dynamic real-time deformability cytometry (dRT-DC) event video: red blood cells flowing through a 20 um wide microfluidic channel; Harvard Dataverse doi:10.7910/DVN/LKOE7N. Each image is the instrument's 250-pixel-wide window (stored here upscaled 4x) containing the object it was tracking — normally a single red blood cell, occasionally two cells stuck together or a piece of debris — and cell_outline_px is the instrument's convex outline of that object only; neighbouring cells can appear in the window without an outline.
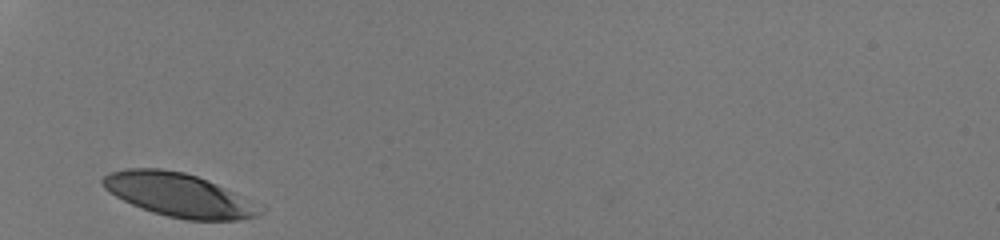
{"species": "human", "species_latin": "Homo sapiens", "temperature_condition": "room temperature", "stored_images_in_passage": 26, "camera_frame_rate_fps": 3000, "um_per_image_px": 0.085, "donor": {"sex": "male"}, "frame": {"image": 1, "passage_image": 1, "time_ms": 0.0, "image_size_px": [1000, 240], "cell_outline_px": [[268, 208], [264, 212], [256, 216], [240, 220], [188, 220], [168, 216], [152, 212], [140, 208], [116, 196], [104, 188], [100, 184], [100, 180], [108, 172], [128, 168], [160, 168], [184, 172], [208, 180], [252, 200]], "centroid_in_image_um": [15.23, 16.57], "position_along_channel_um": 69.8, "area_um2": 40.23}}
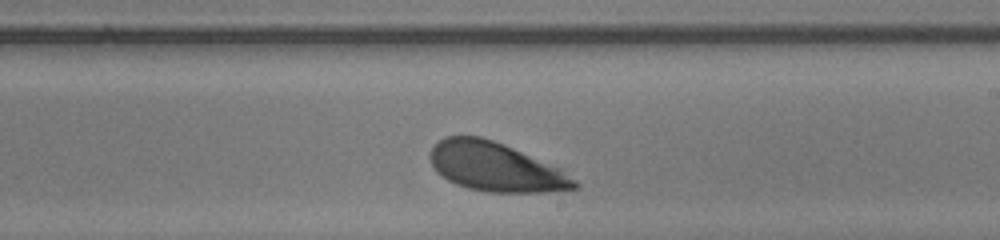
{"frame": {"image": 2, "passage_image": 15, "time_ms": 4.667, "image_size_px": [1000, 240], "cell_outline_px": [[580, 184], [576, 188], [544, 192], [488, 192], [468, 188], [456, 184], [448, 180], [436, 172], [428, 156], [432, 148], [444, 136], [480, 136], [504, 144], [560, 168], [576, 180]], "centroid_in_image_um": [42.1, 14.19], "position_along_channel_um": 246.9, "area_um2": 40.98}}
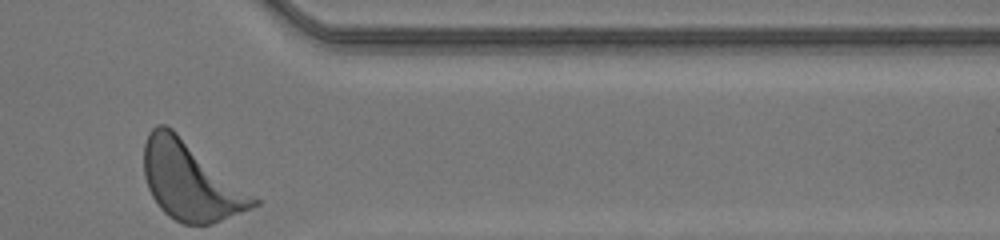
{"frame": {"image": 3, "passage_image": 26, "time_ms": 8.333, "image_size_px": [1000, 240], "cell_outline_px": [[260, 204], [252, 208], [212, 224], [184, 224], [168, 216], [160, 208], [152, 196], [148, 188], [144, 176], [144, 144], [148, 132], [156, 124], [164, 124], [172, 128], [260, 200]], "centroid_in_image_um": [16.18, 15.38], "position_along_channel_um": 395.2, "area_um2": 49.71}, "authors_computed_cell_mechanics": {"area_um2": 41.9339, "velocity_mm_per_s": 4.1298, "shape_relaxation_time_tau1_ms": 1.4912, "shape_relaxation_time_tau2_ms": null, "deformation_change_tau1": 0.1222, "deformation_change_tau2": null}}